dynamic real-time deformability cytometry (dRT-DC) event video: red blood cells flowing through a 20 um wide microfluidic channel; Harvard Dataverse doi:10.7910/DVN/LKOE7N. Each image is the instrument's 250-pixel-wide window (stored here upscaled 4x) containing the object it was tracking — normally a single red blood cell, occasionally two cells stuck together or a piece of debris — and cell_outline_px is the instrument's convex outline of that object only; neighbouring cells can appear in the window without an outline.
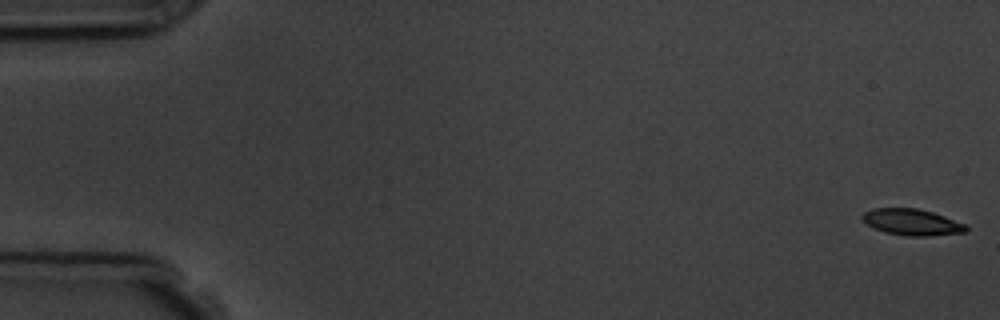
{"species": "common noctule bat (a hibernating species)", "species_latin": "Nyctalus noctula", "temperature_condition": "room temperature", "stored_images_in_passage": 5, "camera_frame_rate_fps": 3000, "um_per_image_px": 0.085, "animal": {"sex": "male", "body_mass_g": 19.5, "forearm_length_mm": 54.6}, "frame": {"image": 1, "passage_image": 1, "time_ms": 0.0, "image_size_px": [1000, 320], "cell_outline_px": [[968, 232], [928, 236], [908, 236], [884, 232], [868, 224], [860, 216], [864, 212], [872, 208], [916, 208], [932, 212], [944, 216], [964, 224], [968, 228]], "centroid_in_image_um": [77.51, 18.88], "position_along_channel_um": 7.5, "area_um2": 15.78}}
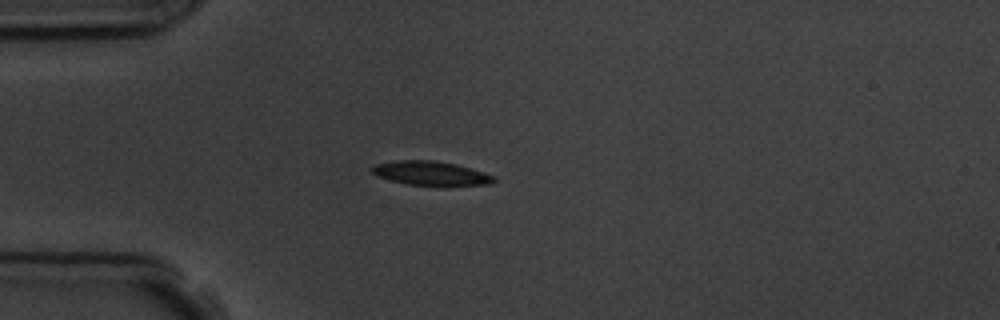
{"frame": {"image": 2, "passage_image": 5, "time_ms": 4.667, "image_size_px": [1000, 320], "cell_outline_px": [[496, 180], [488, 184], [448, 188], [444, 188], [408, 184], [376, 176], [372, 172], [372, 164], [396, 160], [432, 160], [456, 164], [484, 172], [496, 176]], "centroid_in_image_um": [36.67, 14.76], "position_along_channel_um": 48.3, "area_um2": 17.86}}